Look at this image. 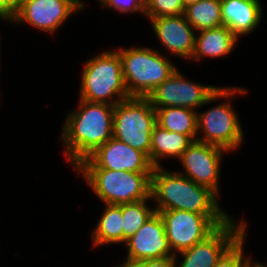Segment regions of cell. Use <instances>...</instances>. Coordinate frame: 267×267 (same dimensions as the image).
Wrapping results in <instances>:
<instances>
[{
	"label": "cell",
	"instance_id": "1",
	"mask_svg": "<svg viewBox=\"0 0 267 267\" xmlns=\"http://www.w3.org/2000/svg\"><path fill=\"white\" fill-rule=\"evenodd\" d=\"M78 109L65 118L61 137L73 168L113 137L114 105L79 99Z\"/></svg>",
	"mask_w": 267,
	"mask_h": 267
},
{
	"label": "cell",
	"instance_id": "2",
	"mask_svg": "<svg viewBox=\"0 0 267 267\" xmlns=\"http://www.w3.org/2000/svg\"><path fill=\"white\" fill-rule=\"evenodd\" d=\"M151 198L155 210H184L203 215H229L220 207L218 195L186 176L154 167L151 175Z\"/></svg>",
	"mask_w": 267,
	"mask_h": 267
},
{
	"label": "cell",
	"instance_id": "3",
	"mask_svg": "<svg viewBox=\"0 0 267 267\" xmlns=\"http://www.w3.org/2000/svg\"><path fill=\"white\" fill-rule=\"evenodd\" d=\"M79 99L115 105L130 98L117 50L102 51L84 63Z\"/></svg>",
	"mask_w": 267,
	"mask_h": 267
},
{
	"label": "cell",
	"instance_id": "4",
	"mask_svg": "<svg viewBox=\"0 0 267 267\" xmlns=\"http://www.w3.org/2000/svg\"><path fill=\"white\" fill-rule=\"evenodd\" d=\"M117 51L130 97H148L177 69L167 56L153 48L136 46Z\"/></svg>",
	"mask_w": 267,
	"mask_h": 267
},
{
	"label": "cell",
	"instance_id": "5",
	"mask_svg": "<svg viewBox=\"0 0 267 267\" xmlns=\"http://www.w3.org/2000/svg\"><path fill=\"white\" fill-rule=\"evenodd\" d=\"M102 203L127 204L151 198L152 172H128L108 169H74Z\"/></svg>",
	"mask_w": 267,
	"mask_h": 267
},
{
	"label": "cell",
	"instance_id": "6",
	"mask_svg": "<svg viewBox=\"0 0 267 267\" xmlns=\"http://www.w3.org/2000/svg\"><path fill=\"white\" fill-rule=\"evenodd\" d=\"M245 93L248 92L243 87H222V99L226 102L197 113V134L199 135L201 132L204 134L202 137H196V140L220 147L227 153L240 147L245 134L242 131V125L240 126L238 114L235 113L229 98Z\"/></svg>",
	"mask_w": 267,
	"mask_h": 267
},
{
	"label": "cell",
	"instance_id": "7",
	"mask_svg": "<svg viewBox=\"0 0 267 267\" xmlns=\"http://www.w3.org/2000/svg\"><path fill=\"white\" fill-rule=\"evenodd\" d=\"M156 111L147 97H130L114 105L113 137L145 153L150 160Z\"/></svg>",
	"mask_w": 267,
	"mask_h": 267
},
{
	"label": "cell",
	"instance_id": "8",
	"mask_svg": "<svg viewBox=\"0 0 267 267\" xmlns=\"http://www.w3.org/2000/svg\"><path fill=\"white\" fill-rule=\"evenodd\" d=\"M158 213L163 220L166 237L174 255L206 240L231 219L229 215H203L184 210Z\"/></svg>",
	"mask_w": 267,
	"mask_h": 267
},
{
	"label": "cell",
	"instance_id": "9",
	"mask_svg": "<svg viewBox=\"0 0 267 267\" xmlns=\"http://www.w3.org/2000/svg\"><path fill=\"white\" fill-rule=\"evenodd\" d=\"M147 98L154 108L183 107L198 112L199 107L222 100V87L192 82L176 69Z\"/></svg>",
	"mask_w": 267,
	"mask_h": 267
},
{
	"label": "cell",
	"instance_id": "10",
	"mask_svg": "<svg viewBox=\"0 0 267 267\" xmlns=\"http://www.w3.org/2000/svg\"><path fill=\"white\" fill-rule=\"evenodd\" d=\"M153 168L145 153L114 137L75 167V169H108L128 172H153Z\"/></svg>",
	"mask_w": 267,
	"mask_h": 267
},
{
	"label": "cell",
	"instance_id": "11",
	"mask_svg": "<svg viewBox=\"0 0 267 267\" xmlns=\"http://www.w3.org/2000/svg\"><path fill=\"white\" fill-rule=\"evenodd\" d=\"M83 9L78 0H21L19 11L10 22H24L44 33L53 34L71 14Z\"/></svg>",
	"mask_w": 267,
	"mask_h": 267
},
{
	"label": "cell",
	"instance_id": "12",
	"mask_svg": "<svg viewBox=\"0 0 267 267\" xmlns=\"http://www.w3.org/2000/svg\"><path fill=\"white\" fill-rule=\"evenodd\" d=\"M226 152L220 147L195 140L179 158L184 171L178 173L210 188L219 196L221 160Z\"/></svg>",
	"mask_w": 267,
	"mask_h": 267
},
{
	"label": "cell",
	"instance_id": "13",
	"mask_svg": "<svg viewBox=\"0 0 267 267\" xmlns=\"http://www.w3.org/2000/svg\"><path fill=\"white\" fill-rule=\"evenodd\" d=\"M246 221L230 219L206 240L197 243L178 255H182L180 267H215L223 253L246 232Z\"/></svg>",
	"mask_w": 267,
	"mask_h": 267
},
{
	"label": "cell",
	"instance_id": "14",
	"mask_svg": "<svg viewBox=\"0 0 267 267\" xmlns=\"http://www.w3.org/2000/svg\"><path fill=\"white\" fill-rule=\"evenodd\" d=\"M126 261L139 263L149 259L174 257L159 213L155 212L137 232L125 241Z\"/></svg>",
	"mask_w": 267,
	"mask_h": 267
},
{
	"label": "cell",
	"instance_id": "15",
	"mask_svg": "<svg viewBox=\"0 0 267 267\" xmlns=\"http://www.w3.org/2000/svg\"><path fill=\"white\" fill-rule=\"evenodd\" d=\"M149 21L158 40L171 55L183 60L192 58L196 31L187 22L184 14L158 17Z\"/></svg>",
	"mask_w": 267,
	"mask_h": 267
},
{
	"label": "cell",
	"instance_id": "16",
	"mask_svg": "<svg viewBox=\"0 0 267 267\" xmlns=\"http://www.w3.org/2000/svg\"><path fill=\"white\" fill-rule=\"evenodd\" d=\"M260 0H220L223 25L239 39L259 26L262 19Z\"/></svg>",
	"mask_w": 267,
	"mask_h": 267
},
{
	"label": "cell",
	"instance_id": "17",
	"mask_svg": "<svg viewBox=\"0 0 267 267\" xmlns=\"http://www.w3.org/2000/svg\"><path fill=\"white\" fill-rule=\"evenodd\" d=\"M197 33L191 58L193 60H201L206 56L209 58L225 57L235 49V45L239 42L233 32L224 25Z\"/></svg>",
	"mask_w": 267,
	"mask_h": 267
},
{
	"label": "cell",
	"instance_id": "18",
	"mask_svg": "<svg viewBox=\"0 0 267 267\" xmlns=\"http://www.w3.org/2000/svg\"><path fill=\"white\" fill-rule=\"evenodd\" d=\"M193 141L189 135L170 132L156 124L151 137V164L154 167H160L162 158L174 157L179 159Z\"/></svg>",
	"mask_w": 267,
	"mask_h": 267
},
{
	"label": "cell",
	"instance_id": "19",
	"mask_svg": "<svg viewBox=\"0 0 267 267\" xmlns=\"http://www.w3.org/2000/svg\"><path fill=\"white\" fill-rule=\"evenodd\" d=\"M122 204H105L104 212L92 233L93 246L123 243Z\"/></svg>",
	"mask_w": 267,
	"mask_h": 267
},
{
	"label": "cell",
	"instance_id": "20",
	"mask_svg": "<svg viewBox=\"0 0 267 267\" xmlns=\"http://www.w3.org/2000/svg\"><path fill=\"white\" fill-rule=\"evenodd\" d=\"M156 123L170 132L189 135L194 141L197 135V111L183 107L154 108Z\"/></svg>",
	"mask_w": 267,
	"mask_h": 267
},
{
	"label": "cell",
	"instance_id": "21",
	"mask_svg": "<svg viewBox=\"0 0 267 267\" xmlns=\"http://www.w3.org/2000/svg\"><path fill=\"white\" fill-rule=\"evenodd\" d=\"M184 15L195 31L223 26L220 0H199L185 7Z\"/></svg>",
	"mask_w": 267,
	"mask_h": 267
},
{
	"label": "cell",
	"instance_id": "22",
	"mask_svg": "<svg viewBox=\"0 0 267 267\" xmlns=\"http://www.w3.org/2000/svg\"><path fill=\"white\" fill-rule=\"evenodd\" d=\"M152 199L139 200L122 204L123 218V243L156 212L155 208L148 207V201Z\"/></svg>",
	"mask_w": 267,
	"mask_h": 267
},
{
	"label": "cell",
	"instance_id": "23",
	"mask_svg": "<svg viewBox=\"0 0 267 267\" xmlns=\"http://www.w3.org/2000/svg\"><path fill=\"white\" fill-rule=\"evenodd\" d=\"M185 7L182 0H145L144 16L155 19L164 16L184 14Z\"/></svg>",
	"mask_w": 267,
	"mask_h": 267
},
{
	"label": "cell",
	"instance_id": "24",
	"mask_svg": "<svg viewBox=\"0 0 267 267\" xmlns=\"http://www.w3.org/2000/svg\"><path fill=\"white\" fill-rule=\"evenodd\" d=\"M246 233H243L219 258L215 267H246L248 257L244 252ZM246 256V257H245Z\"/></svg>",
	"mask_w": 267,
	"mask_h": 267
},
{
	"label": "cell",
	"instance_id": "25",
	"mask_svg": "<svg viewBox=\"0 0 267 267\" xmlns=\"http://www.w3.org/2000/svg\"><path fill=\"white\" fill-rule=\"evenodd\" d=\"M145 0H98L103 7L119 11L122 14L139 12L144 14Z\"/></svg>",
	"mask_w": 267,
	"mask_h": 267
},
{
	"label": "cell",
	"instance_id": "26",
	"mask_svg": "<svg viewBox=\"0 0 267 267\" xmlns=\"http://www.w3.org/2000/svg\"><path fill=\"white\" fill-rule=\"evenodd\" d=\"M21 0H0V19L10 21L19 11Z\"/></svg>",
	"mask_w": 267,
	"mask_h": 267
},
{
	"label": "cell",
	"instance_id": "27",
	"mask_svg": "<svg viewBox=\"0 0 267 267\" xmlns=\"http://www.w3.org/2000/svg\"><path fill=\"white\" fill-rule=\"evenodd\" d=\"M177 263V254L174 257H164L158 259H149L141 261L138 264L141 267H176Z\"/></svg>",
	"mask_w": 267,
	"mask_h": 267
},
{
	"label": "cell",
	"instance_id": "28",
	"mask_svg": "<svg viewBox=\"0 0 267 267\" xmlns=\"http://www.w3.org/2000/svg\"><path fill=\"white\" fill-rule=\"evenodd\" d=\"M246 267H267V266H265L262 262L259 263V262L255 261L253 263V261L251 260V256H249L247 259V262H246Z\"/></svg>",
	"mask_w": 267,
	"mask_h": 267
},
{
	"label": "cell",
	"instance_id": "29",
	"mask_svg": "<svg viewBox=\"0 0 267 267\" xmlns=\"http://www.w3.org/2000/svg\"><path fill=\"white\" fill-rule=\"evenodd\" d=\"M117 267H141V266L138 263L123 261V263L119 264V266Z\"/></svg>",
	"mask_w": 267,
	"mask_h": 267
},
{
	"label": "cell",
	"instance_id": "30",
	"mask_svg": "<svg viewBox=\"0 0 267 267\" xmlns=\"http://www.w3.org/2000/svg\"><path fill=\"white\" fill-rule=\"evenodd\" d=\"M199 0H182L184 7H187L190 4L196 3Z\"/></svg>",
	"mask_w": 267,
	"mask_h": 267
},
{
	"label": "cell",
	"instance_id": "31",
	"mask_svg": "<svg viewBox=\"0 0 267 267\" xmlns=\"http://www.w3.org/2000/svg\"><path fill=\"white\" fill-rule=\"evenodd\" d=\"M84 7H85V3L82 0H78Z\"/></svg>",
	"mask_w": 267,
	"mask_h": 267
}]
</instances>
